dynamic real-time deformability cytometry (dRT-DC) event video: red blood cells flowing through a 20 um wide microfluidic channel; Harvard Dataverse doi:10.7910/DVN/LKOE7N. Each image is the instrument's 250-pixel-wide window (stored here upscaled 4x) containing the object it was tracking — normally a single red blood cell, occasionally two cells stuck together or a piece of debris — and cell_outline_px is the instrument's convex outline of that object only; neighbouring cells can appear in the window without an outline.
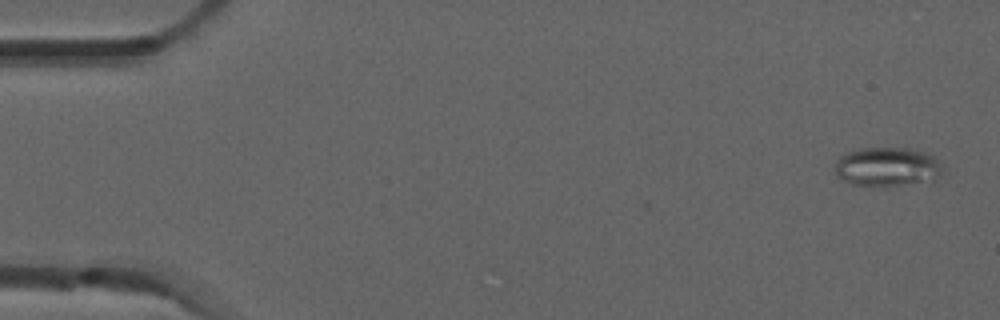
{"species": "common noctule bat (a hibernating species)", "species_latin": "Nyctalus noctula", "temperature_condition": "room temperature", "stored_images_in_passage": 5, "camera_frame_rate_fps": 3000, "um_per_image_px": 0.085, "animal": {"sex": "male", "forearm_length_mm": 52.5}, "frame": {"image": 1, "passage_image": 1, "time_ms": 0.0, "image_size_px": [1000, 320], "cell_outline_px": [[940, 172], [936, 180], [884, 188], [852, 184], [836, 176], [836, 160], [840, 156], [848, 152], [860, 148], [908, 148], [924, 152], [932, 156], [940, 164]], "centroid_in_image_um": [75.38, 14.21], "position_along_channel_um": 9.6, "area_um2": 24.74}}